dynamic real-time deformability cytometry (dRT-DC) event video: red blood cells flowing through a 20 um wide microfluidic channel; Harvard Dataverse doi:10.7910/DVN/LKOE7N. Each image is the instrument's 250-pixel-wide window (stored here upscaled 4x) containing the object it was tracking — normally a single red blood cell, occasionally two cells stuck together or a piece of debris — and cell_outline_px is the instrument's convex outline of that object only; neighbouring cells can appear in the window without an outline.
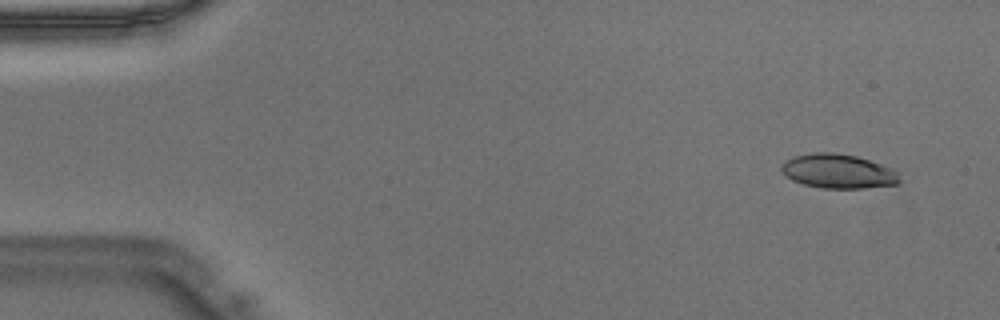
{"species": "Egyptian fruit bat (a non-hibernating species)", "species_latin": "Rousettus aegyptiacus", "temperature_condition": "warm", "stored_images_in_passage": 46, "camera_frame_rate_fps": 3000, "um_per_image_px": 0.085, "animal": {"sex": "male"}, "frame": {"image": 1, "passage_image": 3, "time_ms": 0.667, "image_size_px": [1000, 320], "cell_outline_px": [[900, 184], [864, 188], [824, 188], [804, 184], [792, 180], [784, 176], [780, 168], [780, 164], [792, 156], [816, 152], [832, 152], [856, 156], [892, 168], [896, 172], [900, 180]], "centroid_in_image_um": [71.21, 14.55], "position_along_channel_um": 13.8, "area_um2": 23.64}}
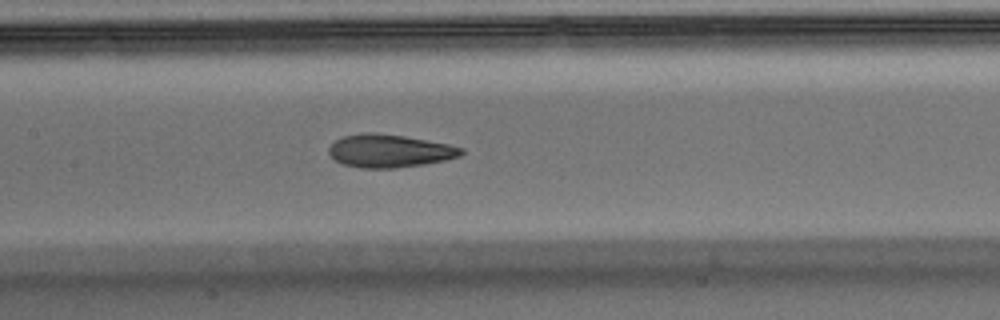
{"frame": {"image": 2, "passage_image": 22, "time_ms": 7.0, "image_size_px": [1000, 320], "cell_outline_px": [[464, 152], [460, 156], [444, 160], [424, 164], [396, 168], [360, 168], [344, 164], [336, 160], [328, 152], [328, 148], [336, 140], [344, 136], [364, 132], [376, 132], [404, 136], [448, 144], [464, 148]], "centroid_in_image_um": [33.11, 12.82], "position_along_channel_um": 174.3, "area_um2": 25.37}}
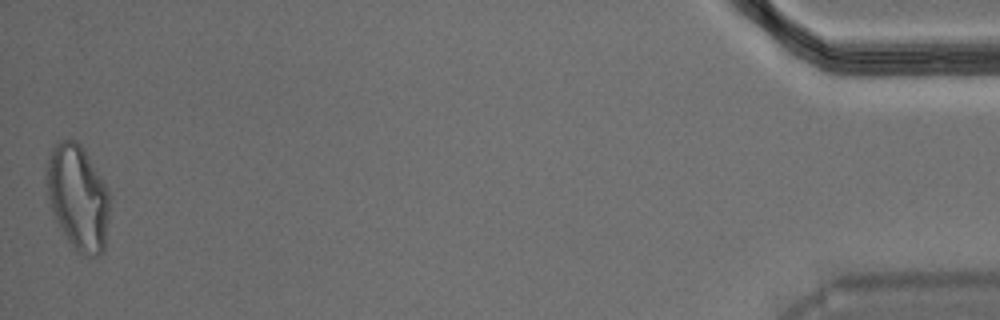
{"frame": {"image": 3, "passage_image": 46, "time_ms": 15.0, "image_size_px": [1000, 320], "cell_outline_px": [[108, 220], [104, 252], [96, 256], [92, 256], [76, 252], [68, 240], [52, 212], [44, 180], [48, 152], [60, 140], [72, 140], [80, 144], [84, 148], [100, 176], [108, 192]], "centroid_in_image_um": [6.58, 16.76], "position_along_channel_um": 428.6, "area_um2": 38.55}}